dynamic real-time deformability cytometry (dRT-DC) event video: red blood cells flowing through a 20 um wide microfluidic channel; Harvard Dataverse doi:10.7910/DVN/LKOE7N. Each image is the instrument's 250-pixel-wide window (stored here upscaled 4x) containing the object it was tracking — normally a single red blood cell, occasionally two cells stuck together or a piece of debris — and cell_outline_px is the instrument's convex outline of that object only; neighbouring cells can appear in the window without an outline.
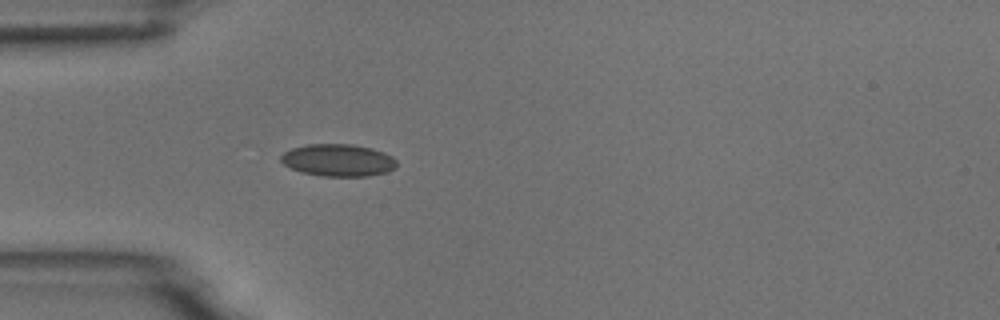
{"species": "common noctule bat (a hibernating species)", "species_latin": "Nyctalus noctula", "temperature_condition": "room temperature", "stored_images_in_passage": 1, "camera_frame_rate_fps": 3000, "um_per_image_px": 0.085, "animal": {"sex": "male", "body_mass_g": 18.8}, "frame": {"image": 1, "passage_image": 1, "time_ms": 0.0, "image_size_px": [1000, 320], "cell_outline_px": [[396, 168], [388, 172], [368, 176], [320, 176], [300, 172], [284, 164], [280, 160], [280, 156], [284, 152], [292, 148], [308, 144], [352, 144], [372, 148], [384, 152], [392, 156], [396, 160]], "centroid_in_image_um": [28.75, 13.62], "position_along_channel_um": 56.2, "area_um2": 21.91}}